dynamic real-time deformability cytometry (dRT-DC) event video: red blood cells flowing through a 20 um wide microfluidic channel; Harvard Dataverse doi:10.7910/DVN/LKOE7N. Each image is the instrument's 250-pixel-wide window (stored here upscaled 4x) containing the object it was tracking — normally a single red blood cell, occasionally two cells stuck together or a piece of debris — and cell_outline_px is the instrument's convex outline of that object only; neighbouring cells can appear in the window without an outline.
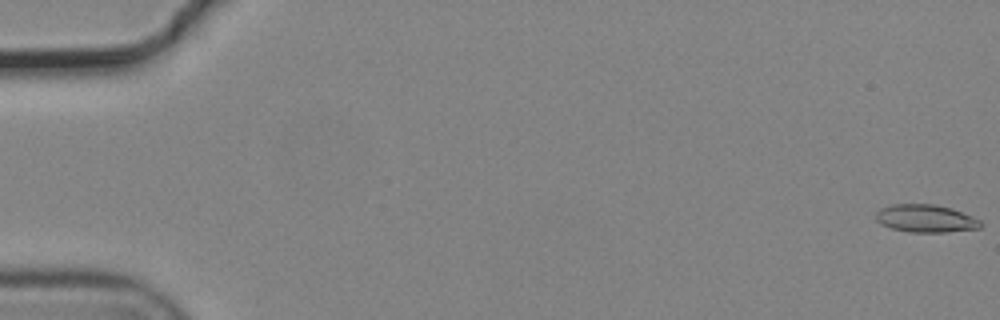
{"species": "common noctule bat (a hibernating species)", "species_latin": "Nyctalus noctula", "temperature_condition": "cold", "stored_images_in_passage": 28, "camera_frame_rate_fps": 3000, "um_per_image_px": 0.085, "animal": {"sex": "male", "body_mass_g": 19.2, "forearm_length_mm": 51.8}, "frame": {"image": 1, "passage_image": 1, "time_ms": 0.0, "image_size_px": [1000, 320], "cell_outline_px": [[984, 224], [980, 228], [944, 232], [908, 232], [892, 228], [880, 224], [876, 220], [876, 212], [880, 208], [892, 204], [936, 204], [952, 208], [972, 216], [980, 220]], "centroid_in_image_um": [78.69, 18.56], "position_along_channel_um": 6.3, "area_um2": 17.05}}
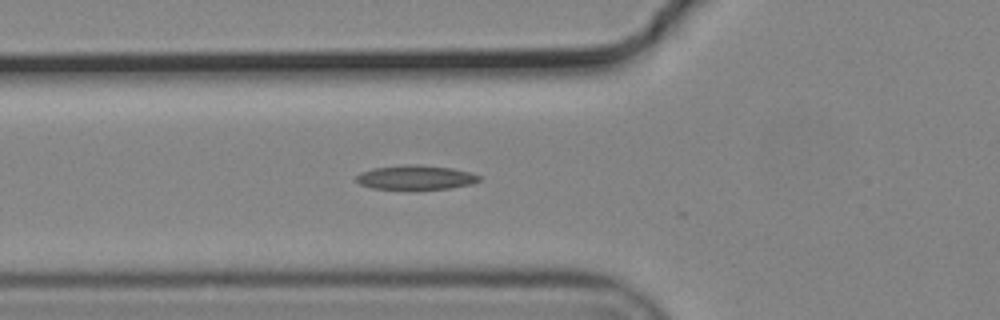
{"frame": {"image": 2, "passage_image": 21, "time_ms": 6.667, "image_size_px": [1000, 320], "cell_outline_px": [[480, 180], [472, 184], [448, 188], [372, 188], [360, 184], [356, 180], [356, 176], [360, 172], [372, 168], [408, 164], [416, 164], [452, 168], [472, 172], [480, 176]], "centroid_in_image_um": [35.34, 15.06], "position_along_channel_um": 90.5, "area_um2": 17.17}}
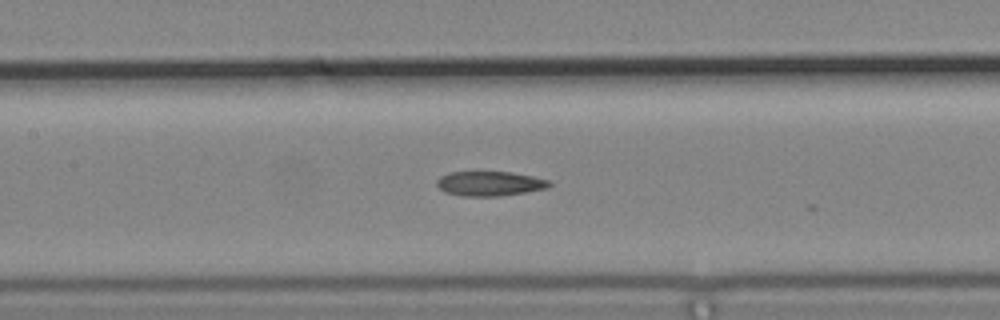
{"frame": {"image": 3, "passage_image": 27, "time_ms": 8.667, "image_size_px": [1000, 320], "cell_outline_px": [[552, 184], [548, 188], [500, 196], [464, 196], [444, 192], [436, 184], [436, 180], [440, 176], [448, 172], [512, 172], [552, 180]], "centroid_in_image_um": [41.64, 15.6], "position_along_channel_um": 165.8, "area_um2": 16.24}}